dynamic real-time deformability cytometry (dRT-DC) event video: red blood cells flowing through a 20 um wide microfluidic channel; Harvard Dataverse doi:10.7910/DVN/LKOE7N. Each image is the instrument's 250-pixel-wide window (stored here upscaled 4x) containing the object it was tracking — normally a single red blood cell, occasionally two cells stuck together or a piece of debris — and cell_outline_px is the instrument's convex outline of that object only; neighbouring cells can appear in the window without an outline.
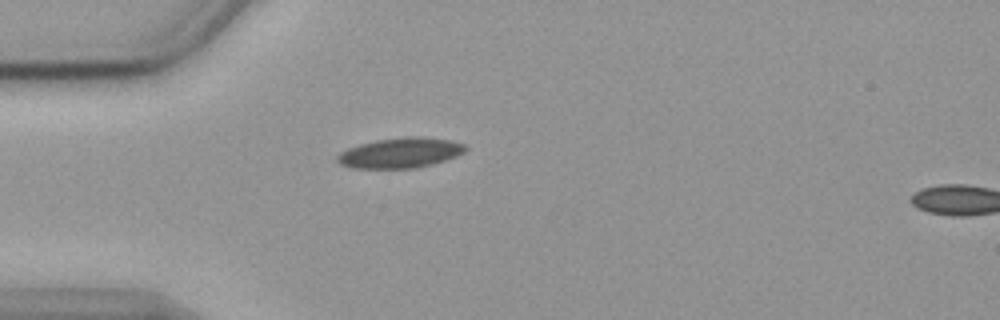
{"species": "common noctule bat (a hibernating species)", "species_latin": "Nyctalus noctula", "temperature_condition": "cold", "stored_images_in_passage": 42, "camera_frame_rate_fps": 3000, "um_per_image_px": 0.085, "animal": {"sex": "female", "body_mass_g": 19.9}, "frame": {"image": 1, "passage_image": 1, "time_ms": 0.0, "image_size_px": [1000, 320], "cell_outline_px": [[468, 148], [464, 152], [456, 156], [432, 164], [416, 168], [352, 168], [340, 164], [336, 160], [336, 156], [340, 152], [348, 148], [360, 144], [376, 140], [404, 136], [420, 136], [452, 140], [464, 144]], "centroid_in_image_um": [34.02, 12.98], "position_along_channel_um": 51.0, "area_um2": 22.66}}
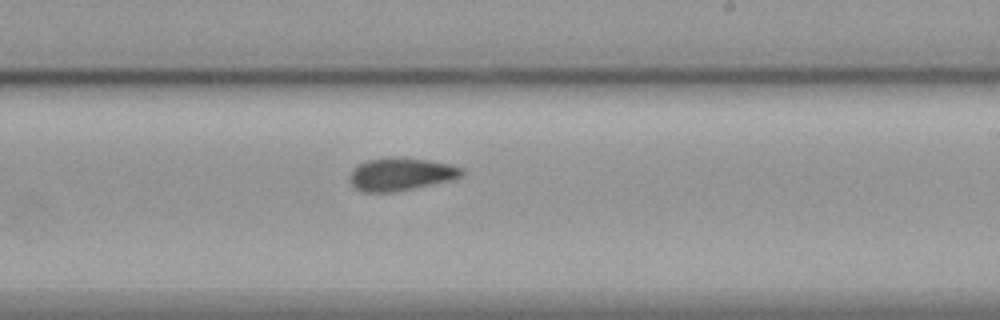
{"frame": {"image": 2, "passage_image": 19, "time_ms": 6.0, "image_size_px": [1000, 320], "cell_outline_px": [[464, 176], [452, 180], [396, 192], [360, 192], [352, 188], [348, 180], [348, 176], [352, 168], [356, 164], [368, 160], [388, 156], [392, 156], [428, 160], [452, 164], [464, 168]], "centroid_in_image_um": [34.03, 14.8], "position_along_channel_um": 255.0, "area_um2": 22.2}}
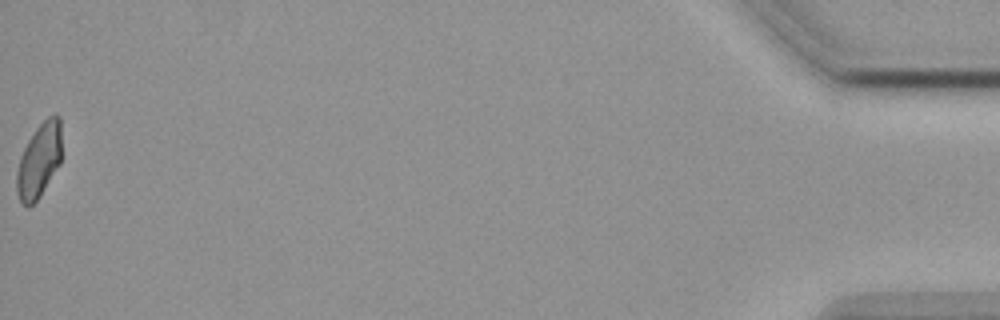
{"frame": {"image": 3, "passage_image": 42, "time_ms": 13.667, "image_size_px": [1000, 320], "cell_outline_px": [[60, 164], [40, 196], [28, 208], [20, 200], [16, 192], [16, 172], [20, 156], [28, 140], [36, 128], [48, 116], [56, 112], [60, 116]], "centroid_in_image_um": [3.31, 13.63], "position_along_channel_um": 431.9, "area_um2": 19.48}, "authors_computed_cell_mechanics": {"area_um2": 21.3282, "velocity_mm_per_s": 3.5883, "shape_relaxation_time_tau1_ms": 4.7905, "shape_relaxation_time_tau2_ms": 6.0437, "deformation_change_tau1": 0.0971, "deformation_change_tau2": 0.1074}}